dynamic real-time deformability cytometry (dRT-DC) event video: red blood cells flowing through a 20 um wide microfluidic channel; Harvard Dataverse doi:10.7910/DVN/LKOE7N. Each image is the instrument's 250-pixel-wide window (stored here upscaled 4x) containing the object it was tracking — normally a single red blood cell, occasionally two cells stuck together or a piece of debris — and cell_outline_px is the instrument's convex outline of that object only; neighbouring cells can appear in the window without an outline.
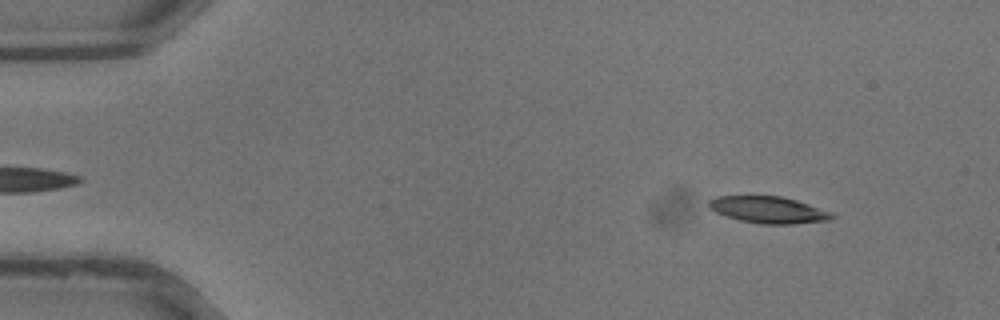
{"species": "common noctule bat (a hibernating species)", "species_latin": "Nyctalus noctula", "temperature_condition": "warm", "stored_images_in_passage": 36, "camera_frame_rate_fps": 3000, "um_per_image_px": 0.085, "animal": {"sex": "male", "body_mass_g": 13.3}, "frame": {"image": 1, "passage_image": 4, "time_ms": 1.0, "image_size_px": [1000, 320], "cell_outline_px": [[836, 216], [832, 220], [792, 224], [760, 224], [740, 220], [724, 216], [708, 208], [708, 200], [716, 196], [780, 196], [796, 200], [832, 212]], "centroid_in_image_um": [65.31, 17.84], "position_along_channel_um": 19.7, "area_um2": 19.31}}
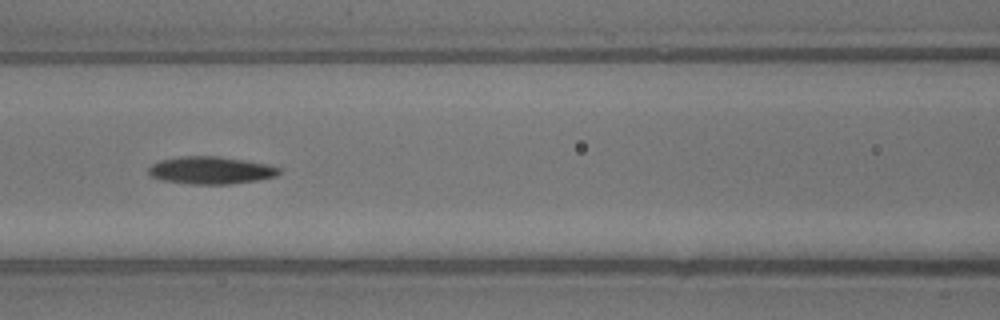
{"frame": {"image": 2, "passage_image": 16, "time_ms": 5.0, "image_size_px": [1000, 320], "cell_outline_px": [[280, 172], [276, 176], [256, 180], [228, 184], [188, 184], [164, 180], [152, 176], [148, 172], [148, 168], [152, 164], [160, 160], [180, 156], [220, 156], [268, 164], [280, 168]], "centroid_in_image_um": [17.91, 14.47], "position_along_channel_um": 148.7, "area_um2": 20.81}}
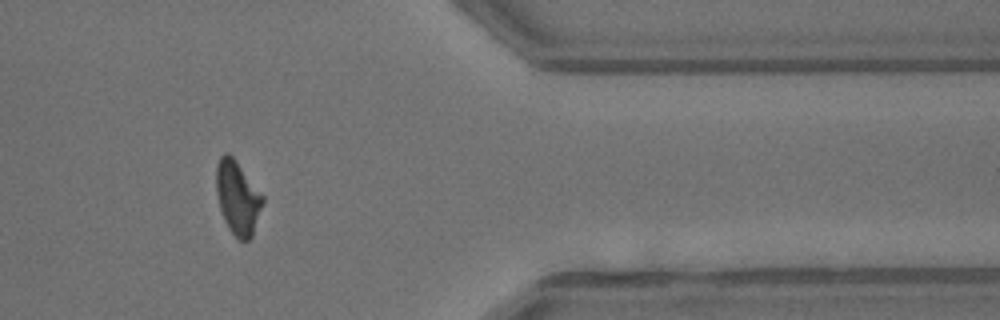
{"frame": {"image": 3, "passage_image": 30, "time_ms": 9.667, "image_size_px": [1000, 320], "cell_outline_px": [[264, 200], [252, 236], [248, 240], [240, 240], [228, 228], [224, 220], [220, 208], [216, 192], [216, 164], [220, 156], [224, 152], [228, 152], [236, 160], [264, 196]], "centroid_in_image_um": [20.19, 16.77], "position_along_channel_um": 391.2, "area_um2": 19.88}}